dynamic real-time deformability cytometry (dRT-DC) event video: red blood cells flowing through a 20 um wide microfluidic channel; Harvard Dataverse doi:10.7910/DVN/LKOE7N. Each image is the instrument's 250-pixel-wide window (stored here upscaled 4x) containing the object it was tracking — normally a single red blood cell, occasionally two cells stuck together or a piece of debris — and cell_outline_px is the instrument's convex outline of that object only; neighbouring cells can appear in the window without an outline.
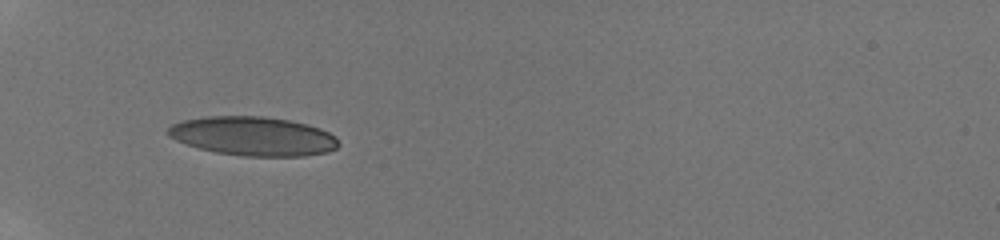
{"species": "human", "species_latin": "Homo sapiens", "temperature_condition": "room temperature", "stored_images_in_passage": 40, "camera_frame_rate_fps": 3000, "um_per_image_px": 0.085, "donor": {"sex": "male"}, "frame": {"image": 1, "passage_image": 1, "time_ms": 0.0, "image_size_px": [1000, 240], "cell_outline_px": [[340, 144], [336, 148], [328, 152], [304, 156], [244, 156], [216, 152], [200, 148], [176, 140], [168, 136], [164, 132], [172, 124], [184, 120], [204, 116], [264, 116], [288, 120], [308, 124], [320, 128], [336, 136]], "centroid_in_image_um": [21.53, 11.57], "position_along_channel_um": 63.5, "area_um2": 38.9}}
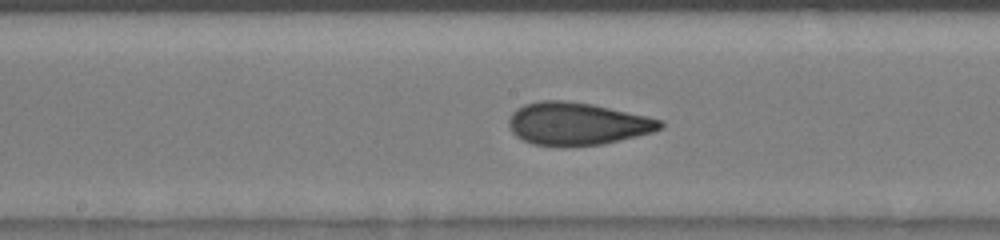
{"frame": {"image": 2, "passage_image": 14, "time_ms": 3.667, "image_size_px": [1000, 240], "cell_outline_px": [[664, 128], [652, 132], [620, 140], [600, 144], [532, 144], [516, 136], [512, 132], [508, 124], [508, 120], [512, 112], [516, 108], [524, 104], [540, 100], [564, 100], [592, 104], [648, 116], [664, 120]], "centroid_in_image_um": [49.08, 10.48], "position_along_channel_um": 199.1, "area_um2": 37.17}}
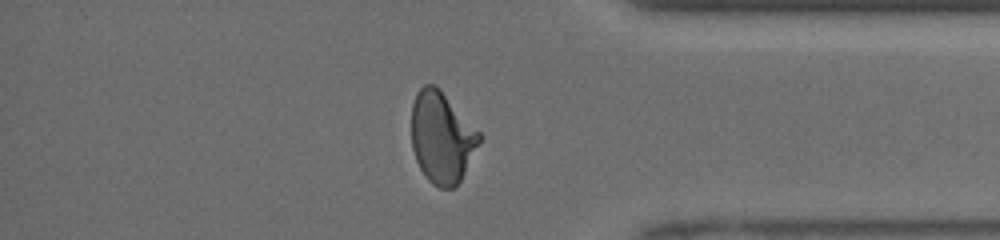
{"frame": {"image": 3, "passage_image": 35, "time_ms": 8.667, "image_size_px": [1000, 240], "cell_outline_px": [[480, 144], [460, 180], [452, 188], [440, 188], [432, 184], [428, 180], [420, 168], [416, 160], [412, 148], [412, 104], [416, 92], [424, 84], [436, 84], [440, 88], [480, 132]], "centroid_in_image_um": [37.54, 11.65], "position_along_channel_um": 397.7, "area_um2": 36.13}, "authors_computed_cell_mechanics": {"area_um2": 36.3562, "velocity_mm_per_s": 4.1568, "shape_relaxation_time_tau1_ms": 8.3563, "shape_relaxation_time_tau2_ms": 0.8729, "deformation_change_tau1": 0.2667, "deformation_change_tau2": 0.0657}}